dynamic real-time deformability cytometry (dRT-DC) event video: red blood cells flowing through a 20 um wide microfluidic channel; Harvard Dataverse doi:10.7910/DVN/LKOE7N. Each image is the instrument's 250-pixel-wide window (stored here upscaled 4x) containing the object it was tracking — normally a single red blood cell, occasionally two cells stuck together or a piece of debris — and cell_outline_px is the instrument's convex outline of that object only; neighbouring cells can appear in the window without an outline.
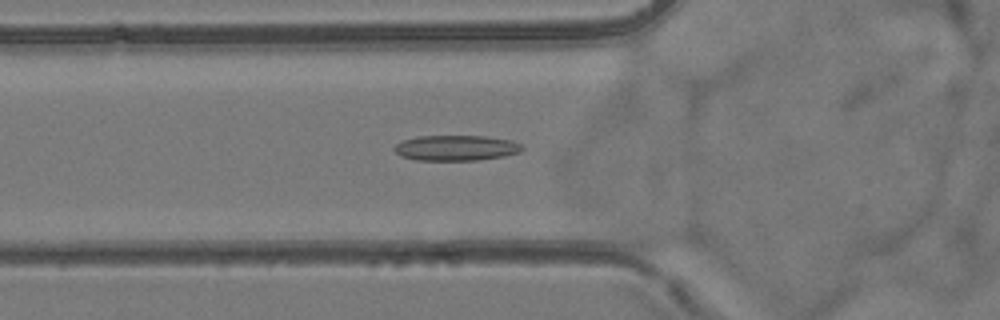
{"species": "common noctule bat (a hibernating species)", "species_latin": "Nyctalus noctula", "temperature_condition": "room temperature", "stored_images_in_passage": 38, "camera_frame_rate_fps": 3000, "um_per_image_px": 0.085, "animal": {"sex": "female", "body_mass_g": 24.6, "forearm_length_mm": 56.2}, "frame": {"image": 1, "passage_image": 7, "time_ms": 2.0, "image_size_px": [1000, 320], "cell_outline_px": [[524, 148], [520, 152], [504, 156], [476, 160], [416, 160], [400, 156], [392, 148], [396, 144], [404, 140], [420, 136], [484, 136], [512, 140], [520, 144]], "centroid_in_image_um": [38.76, 12.57], "position_along_channel_um": 87.0, "area_um2": 18.9}}
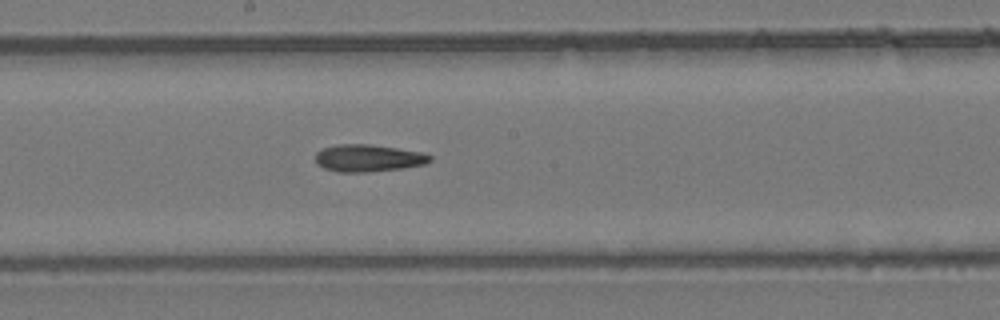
{"frame": {"image": 2, "passage_image": 17, "time_ms": 5.333, "image_size_px": [1000, 320], "cell_outline_px": [[432, 160], [424, 164], [400, 168], [368, 172], [336, 172], [324, 168], [316, 164], [316, 152], [324, 148], [336, 144], [368, 144], [424, 152], [432, 156]], "centroid_in_image_um": [31.29, 13.44], "position_along_channel_um": 216.9, "area_um2": 18.15}}
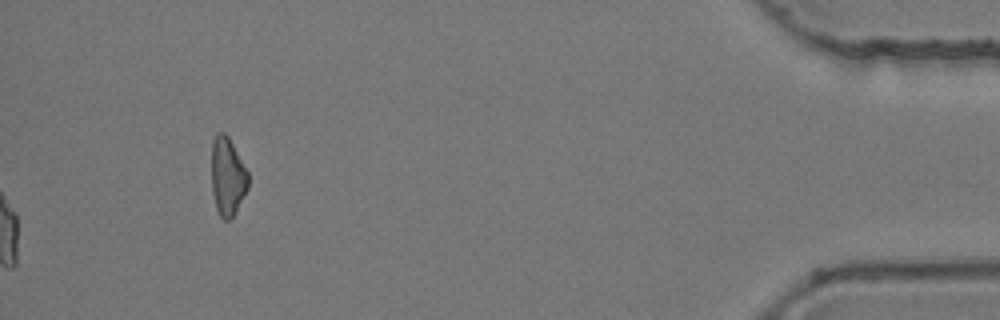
{"frame": {"image": 3, "passage_image": 38, "time_ms": 12.333, "image_size_px": [1000, 320], "cell_outline_px": [[248, 188], [232, 216], [228, 220], [224, 220], [220, 216], [216, 208], [212, 192], [212, 140], [216, 132], [224, 132], [228, 136], [248, 172]], "centroid_in_image_um": [19.32, 14.97], "position_along_channel_um": 415.9, "area_um2": 16.53}}